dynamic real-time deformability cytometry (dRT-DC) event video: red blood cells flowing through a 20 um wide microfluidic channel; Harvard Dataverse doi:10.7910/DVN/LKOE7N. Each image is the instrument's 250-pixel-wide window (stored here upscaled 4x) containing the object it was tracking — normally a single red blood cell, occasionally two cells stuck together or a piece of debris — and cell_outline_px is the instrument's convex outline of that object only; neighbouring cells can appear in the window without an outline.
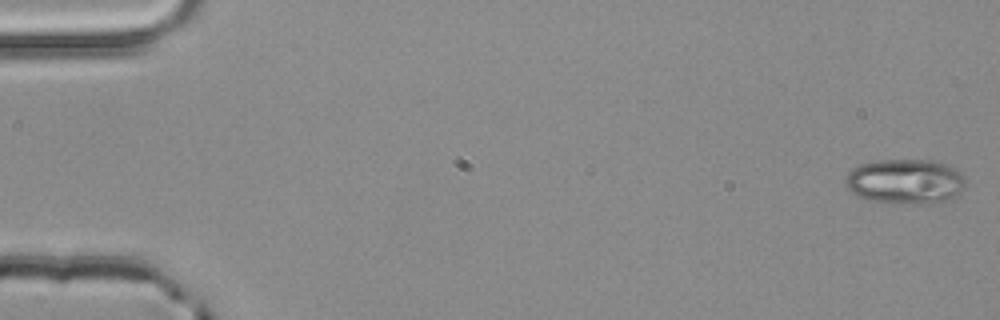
{"species": "common noctule bat (a hibernating species)", "species_latin": "Nyctalus noctula", "temperature_condition": "room temperature", "stored_images_in_passage": 4, "camera_frame_rate_fps": 3000, "um_per_image_px": 0.085, "animal": {"sex": "male", "body_mass_g": 20.4}, "frame": {"image": 1, "passage_image": 1, "time_ms": 0.0, "image_size_px": [1000, 320], "cell_outline_px": [[964, 188], [952, 200], [868, 200], [852, 192], [844, 184], [844, 176], [852, 168], [860, 164], [872, 160], [940, 160], [956, 168], [964, 176]], "centroid_in_image_um": [76.93, 15.33], "position_along_channel_um": 8.1, "area_um2": 30.63}}